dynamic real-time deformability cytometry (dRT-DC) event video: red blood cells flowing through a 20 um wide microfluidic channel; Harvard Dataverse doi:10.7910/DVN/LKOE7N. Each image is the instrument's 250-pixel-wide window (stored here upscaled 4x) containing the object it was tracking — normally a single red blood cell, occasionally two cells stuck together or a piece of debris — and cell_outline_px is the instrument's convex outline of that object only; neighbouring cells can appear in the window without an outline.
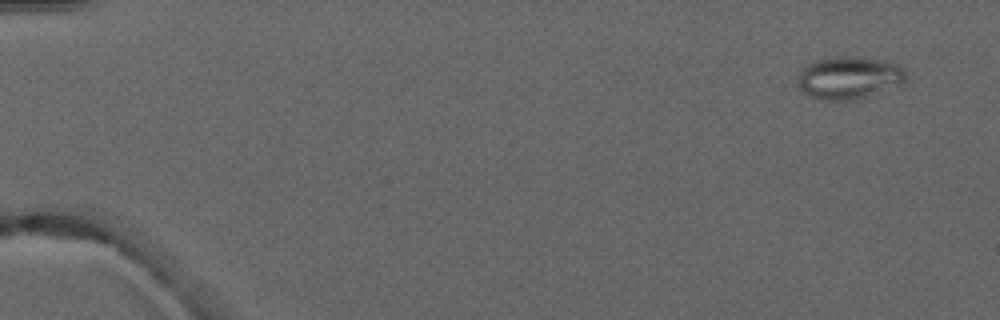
{"species": "common noctule bat (a hibernating species)", "species_latin": "Nyctalus noctula", "temperature_condition": "warm", "stored_images_in_passage": 4, "camera_frame_rate_fps": 3000, "um_per_image_px": 0.085, "animal": {"sex": "male", "forearm_length_mm": 52.5}, "frame": {"image": 1, "passage_image": 1, "time_ms": 0.0, "image_size_px": [1000, 320], "cell_outline_px": [[904, 80], [900, 84], [868, 96], [848, 100], [824, 100], [812, 96], [804, 92], [800, 88], [800, 72], [808, 64], [820, 60], [880, 60], [900, 64], [904, 68]], "centroid_in_image_um": [72.2, 6.67], "position_along_channel_um": 12.8, "area_um2": 25.03}}